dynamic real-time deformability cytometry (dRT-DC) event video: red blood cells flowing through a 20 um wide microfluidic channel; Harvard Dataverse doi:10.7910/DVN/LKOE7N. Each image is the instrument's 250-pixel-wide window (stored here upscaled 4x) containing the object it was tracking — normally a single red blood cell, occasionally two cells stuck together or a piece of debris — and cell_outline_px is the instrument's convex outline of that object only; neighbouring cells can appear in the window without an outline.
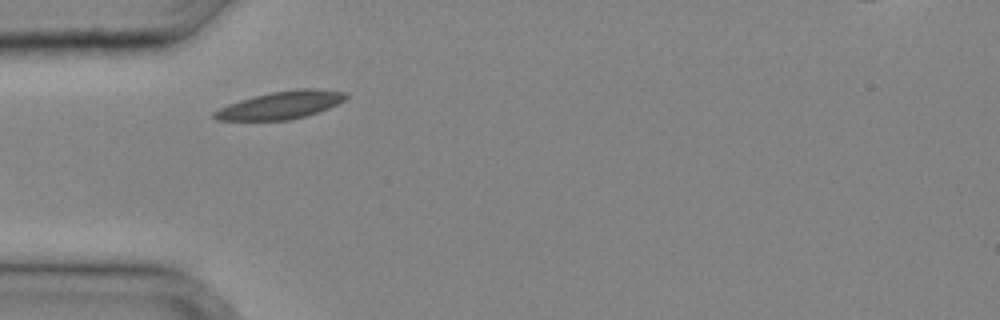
{"species": "common noctule bat (a hibernating species)", "species_latin": "Nyctalus noctula", "temperature_condition": "cold", "stored_images_in_passage": 22, "camera_frame_rate_fps": 3000, "um_per_image_px": 0.085, "animal": {"sex": "male", "body_mass_g": 20.4}, "frame": {"image": 1, "passage_image": 1, "time_ms": 0.0, "image_size_px": [1000, 320], "cell_outline_px": [[348, 96], [344, 100], [328, 108], [304, 116], [288, 120], [216, 120], [212, 116], [212, 112], [228, 104], [240, 100], [272, 92], [300, 88], [316, 88], [348, 92]], "centroid_in_image_um": [23.87, 8.92], "position_along_channel_um": 61.1, "area_um2": 21.04}}
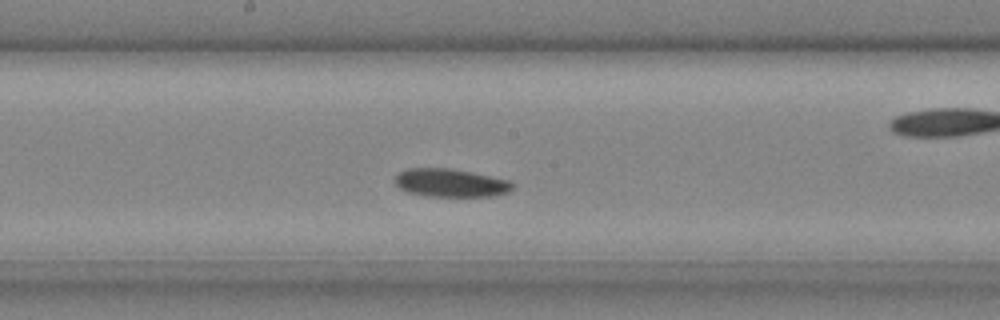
{"frame": {"image": 2, "passage_image": 7, "time_ms": 2.0, "image_size_px": [1000, 320], "cell_outline_px": [[512, 188], [508, 192], [496, 196], [424, 196], [408, 192], [400, 188], [396, 184], [396, 176], [400, 172], [408, 168], [448, 168], [472, 172], [508, 180], [512, 184]], "centroid_in_image_um": [38.29, 15.55], "position_along_channel_um": 209.9, "area_um2": 19.13}}